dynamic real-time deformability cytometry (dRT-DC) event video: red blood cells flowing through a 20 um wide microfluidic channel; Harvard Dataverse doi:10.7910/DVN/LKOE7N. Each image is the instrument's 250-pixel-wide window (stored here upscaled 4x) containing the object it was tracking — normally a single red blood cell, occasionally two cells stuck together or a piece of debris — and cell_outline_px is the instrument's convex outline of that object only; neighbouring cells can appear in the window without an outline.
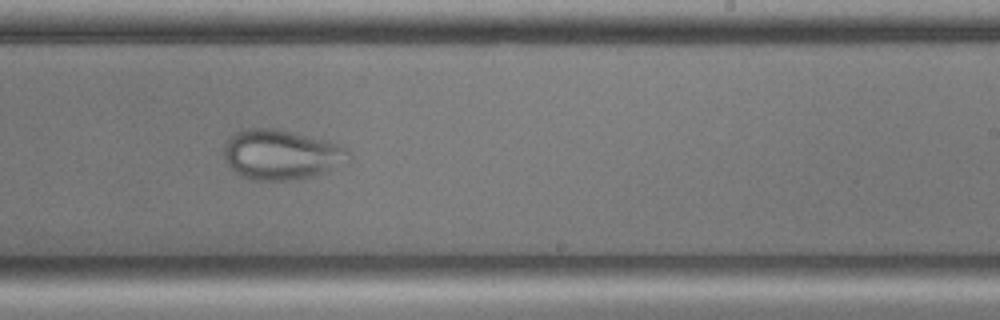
{"species": "common noctule bat (a hibernating species)", "species_latin": "Nyctalus noctula", "temperature_condition": "cold", "stored_images_in_passage": 56, "camera_frame_rate_fps": 3000, "um_per_image_px": 0.085, "animal": {"sex": "male", "body_mass_g": 17.9, "forearm_length_mm": 54.2}, "frame": {"image": 1, "passage_image": 33, "time_ms": 10.667, "image_size_px": [1000, 320], "cell_outline_px": [[352, 156], [348, 164], [312, 176], [288, 180], [248, 180], [240, 176], [228, 164], [224, 156], [224, 144], [228, 136], [236, 132], [248, 128], [276, 128], [336, 144], [352, 152]], "centroid_in_image_um": [23.9, 13.15], "position_along_channel_um": 265.1, "area_um2": 36.36}}